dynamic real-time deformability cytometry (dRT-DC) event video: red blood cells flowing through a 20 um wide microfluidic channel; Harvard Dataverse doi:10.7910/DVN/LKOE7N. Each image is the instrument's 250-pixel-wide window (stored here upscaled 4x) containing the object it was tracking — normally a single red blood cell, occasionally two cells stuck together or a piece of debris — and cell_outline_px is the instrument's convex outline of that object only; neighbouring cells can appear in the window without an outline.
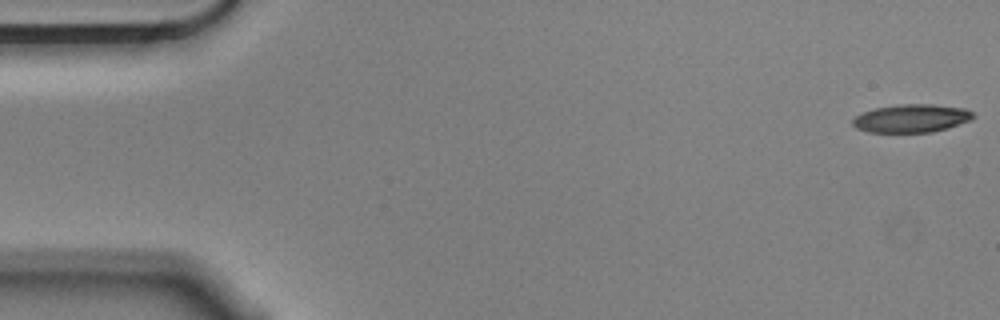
{"species": "Egyptian fruit bat (a non-hibernating species)", "species_latin": "Rousettus aegyptiacus", "temperature_condition": "cold", "stored_images_in_passage": 56, "camera_frame_rate_fps": 3000, "um_per_image_px": 0.085, "animal": {"sex": "male"}, "frame": {"image": 1, "passage_image": 1, "time_ms": 0.0, "image_size_px": [1000, 320], "cell_outline_px": [[976, 116], [972, 120], [948, 128], [932, 132], [868, 132], [856, 128], [852, 124], [852, 120], [856, 116], [864, 112], [876, 108], [896, 104], [932, 104], [964, 108], [972, 112]], "centroid_in_image_um": [77.5, 10.06], "position_along_channel_um": 7.5, "area_um2": 19.83}}
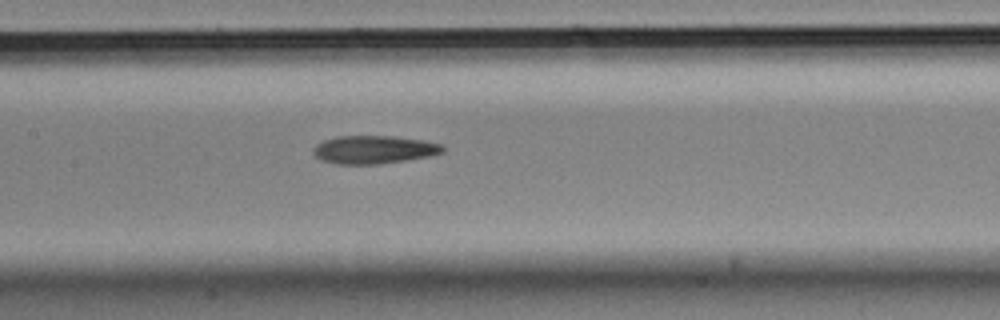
{"frame": {"image": 2, "passage_image": 26, "time_ms": 8.333, "image_size_px": [1000, 320], "cell_outline_px": [[444, 152], [432, 156], [408, 160], [380, 164], [336, 164], [320, 160], [312, 152], [312, 148], [316, 144], [324, 140], [336, 136], [392, 136], [424, 140], [440, 144], [444, 148]], "centroid_in_image_um": [31.77, 12.72], "position_along_channel_um": 175.6, "area_um2": 21.44}}
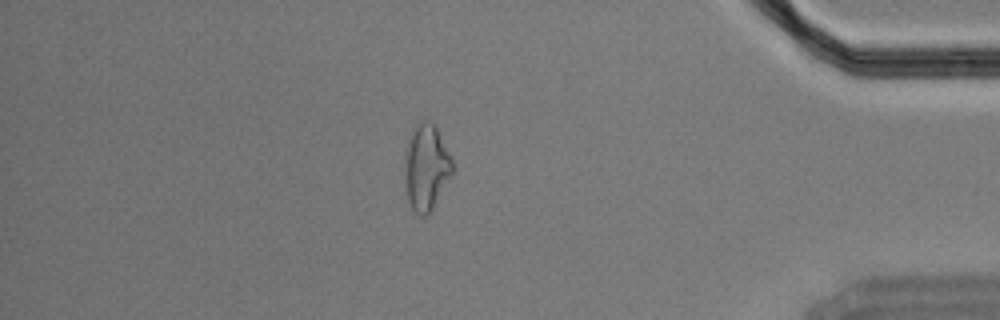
{"frame": {"image": 3, "passage_image": 48, "time_ms": 15.667, "image_size_px": [1000, 320], "cell_outline_px": [[452, 172], [432, 208], [424, 216], [420, 216], [412, 208], [408, 200], [404, 184], [404, 156], [408, 136], [412, 128], [416, 124], [424, 120], [428, 120], [436, 128], [452, 160]], "centroid_in_image_um": [36.16, 14.19], "position_along_channel_um": 399.0, "area_um2": 23.64}, "authors_computed_cell_mechanics": {"area_um2": 21.1837, "velocity_mm_per_s": 3.5662, "shape_relaxation_time_tau1_ms": 6.6801, "shape_relaxation_time_tau2_ms": 6.8044, "deformation_change_tau1": 0.1771, "deformation_change_tau2": 0.1883}}